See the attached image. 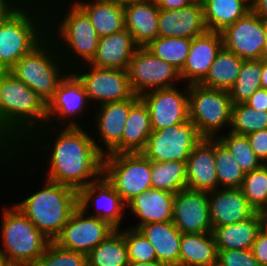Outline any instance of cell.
Returning <instances> with one entry per match:
<instances>
[{
    "instance_id": "21",
    "label": "cell",
    "mask_w": 267,
    "mask_h": 266,
    "mask_svg": "<svg viewBox=\"0 0 267 266\" xmlns=\"http://www.w3.org/2000/svg\"><path fill=\"white\" fill-rule=\"evenodd\" d=\"M223 47L221 32L207 31L193 38L187 59L179 71L183 84H200Z\"/></svg>"
},
{
    "instance_id": "8",
    "label": "cell",
    "mask_w": 267,
    "mask_h": 266,
    "mask_svg": "<svg viewBox=\"0 0 267 266\" xmlns=\"http://www.w3.org/2000/svg\"><path fill=\"white\" fill-rule=\"evenodd\" d=\"M188 94L189 119L202 138H218L230 130L233 104L229 91L190 84Z\"/></svg>"
},
{
    "instance_id": "14",
    "label": "cell",
    "mask_w": 267,
    "mask_h": 266,
    "mask_svg": "<svg viewBox=\"0 0 267 266\" xmlns=\"http://www.w3.org/2000/svg\"><path fill=\"white\" fill-rule=\"evenodd\" d=\"M78 207L115 229L123 228L125 221L127 225V204L104 175L78 191Z\"/></svg>"
},
{
    "instance_id": "38",
    "label": "cell",
    "mask_w": 267,
    "mask_h": 266,
    "mask_svg": "<svg viewBox=\"0 0 267 266\" xmlns=\"http://www.w3.org/2000/svg\"><path fill=\"white\" fill-rule=\"evenodd\" d=\"M215 164L218 188L232 189L241 187L245 173L218 138H215Z\"/></svg>"
},
{
    "instance_id": "33",
    "label": "cell",
    "mask_w": 267,
    "mask_h": 266,
    "mask_svg": "<svg viewBox=\"0 0 267 266\" xmlns=\"http://www.w3.org/2000/svg\"><path fill=\"white\" fill-rule=\"evenodd\" d=\"M243 61L235 53L223 47L200 84L208 88L229 91L235 84Z\"/></svg>"
},
{
    "instance_id": "50",
    "label": "cell",
    "mask_w": 267,
    "mask_h": 266,
    "mask_svg": "<svg viewBox=\"0 0 267 266\" xmlns=\"http://www.w3.org/2000/svg\"><path fill=\"white\" fill-rule=\"evenodd\" d=\"M16 152V149L0 134V159Z\"/></svg>"
},
{
    "instance_id": "2",
    "label": "cell",
    "mask_w": 267,
    "mask_h": 266,
    "mask_svg": "<svg viewBox=\"0 0 267 266\" xmlns=\"http://www.w3.org/2000/svg\"><path fill=\"white\" fill-rule=\"evenodd\" d=\"M5 179L9 180L6 181ZM0 181V189L5 187L3 191L0 190V196L3 197L4 193L2 192H6L5 189H7L6 193H8L6 195L4 194L2 200L6 199V201H8V198L10 202L12 200L11 203L50 241H54L60 235L72 212L78 207V191L76 189L43 178L16 152L0 159ZM15 181L18 185L15 184ZM12 184L15 186L16 191ZM24 185H28V187ZM17 190L21 192H23L22 190H26V192L20 195ZM13 192L14 196L12 195ZM15 192H18V194ZM10 194L12 196H10Z\"/></svg>"
},
{
    "instance_id": "56",
    "label": "cell",
    "mask_w": 267,
    "mask_h": 266,
    "mask_svg": "<svg viewBox=\"0 0 267 266\" xmlns=\"http://www.w3.org/2000/svg\"><path fill=\"white\" fill-rule=\"evenodd\" d=\"M0 266H9L6 258L3 256V254L0 252Z\"/></svg>"
},
{
    "instance_id": "40",
    "label": "cell",
    "mask_w": 267,
    "mask_h": 266,
    "mask_svg": "<svg viewBox=\"0 0 267 266\" xmlns=\"http://www.w3.org/2000/svg\"><path fill=\"white\" fill-rule=\"evenodd\" d=\"M218 139L226 146L244 173L260 168L263 163L254 153L247 139V135H240L227 131Z\"/></svg>"
},
{
    "instance_id": "45",
    "label": "cell",
    "mask_w": 267,
    "mask_h": 266,
    "mask_svg": "<svg viewBox=\"0 0 267 266\" xmlns=\"http://www.w3.org/2000/svg\"><path fill=\"white\" fill-rule=\"evenodd\" d=\"M252 150L264 164L267 161V129L247 135Z\"/></svg>"
},
{
    "instance_id": "49",
    "label": "cell",
    "mask_w": 267,
    "mask_h": 266,
    "mask_svg": "<svg viewBox=\"0 0 267 266\" xmlns=\"http://www.w3.org/2000/svg\"><path fill=\"white\" fill-rule=\"evenodd\" d=\"M251 10L267 21V0H251Z\"/></svg>"
},
{
    "instance_id": "54",
    "label": "cell",
    "mask_w": 267,
    "mask_h": 266,
    "mask_svg": "<svg viewBox=\"0 0 267 266\" xmlns=\"http://www.w3.org/2000/svg\"><path fill=\"white\" fill-rule=\"evenodd\" d=\"M128 266H166L158 261L154 262H129Z\"/></svg>"
},
{
    "instance_id": "42",
    "label": "cell",
    "mask_w": 267,
    "mask_h": 266,
    "mask_svg": "<svg viewBox=\"0 0 267 266\" xmlns=\"http://www.w3.org/2000/svg\"><path fill=\"white\" fill-rule=\"evenodd\" d=\"M34 266H87V256L78 251L61 248L50 241Z\"/></svg>"
},
{
    "instance_id": "53",
    "label": "cell",
    "mask_w": 267,
    "mask_h": 266,
    "mask_svg": "<svg viewBox=\"0 0 267 266\" xmlns=\"http://www.w3.org/2000/svg\"><path fill=\"white\" fill-rule=\"evenodd\" d=\"M261 219V229L267 233V209L259 211Z\"/></svg>"
},
{
    "instance_id": "10",
    "label": "cell",
    "mask_w": 267,
    "mask_h": 266,
    "mask_svg": "<svg viewBox=\"0 0 267 266\" xmlns=\"http://www.w3.org/2000/svg\"><path fill=\"white\" fill-rule=\"evenodd\" d=\"M103 175L126 204L136 195L152 188L151 161L142 153L105 155Z\"/></svg>"
},
{
    "instance_id": "20",
    "label": "cell",
    "mask_w": 267,
    "mask_h": 266,
    "mask_svg": "<svg viewBox=\"0 0 267 266\" xmlns=\"http://www.w3.org/2000/svg\"><path fill=\"white\" fill-rule=\"evenodd\" d=\"M174 196L171 192L154 188L136 195L127 203V226L139 229L148 223L172 221ZM131 219L134 223L130 222Z\"/></svg>"
},
{
    "instance_id": "52",
    "label": "cell",
    "mask_w": 267,
    "mask_h": 266,
    "mask_svg": "<svg viewBox=\"0 0 267 266\" xmlns=\"http://www.w3.org/2000/svg\"><path fill=\"white\" fill-rule=\"evenodd\" d=\"M261 88L267 90V60L262 59Z\"/></svg>"
},
{
    "instance_id": "51",
    "label": "cell",
    "mask_w": 267,
    "mask_h": 266,
    "mask_svg": "<svg viewBox=\"0 0 267 266\" xmlns=\"http://www.w3.org/2000/svg\"><path fill=\"white\" fill-rule=\"evenodd\" d=\"M20 0H0V20L11 10Z\"/></svg>"
},
{
    "instance_id": "22",
    "label": "cell",
    "mask_w": 267,
    "mask_h": 266,
    "mask_svg": "<svg viewBox=\"0 0 267 266\" xmlns=\"http://www.w3.org/2000/svg\"><path fill=\"white\" fill-rule=\"evenodd\" d=\"M207 31L201 0H195L182 9H160L158 16V36L160 37L193 39Z\"/></svg>"
},
{
    "instance_id": "37",
    "label": "cell",
    "mask_w": 267,
    "mask_h": 266,
    "mask_svg": "<svg viewBox=\"0 0 267 266\" xmlns=\"http://www.w3.org/2000/svg\"><path fill=\"white\" fill-rule=\"evenodd\" d=\"M261 60H244L233 87L229 90L232 104L245 103L261 88Z\"/></svg>"
},
{
    "instance_id": "17",
    "label": "cell",
    "mask_w": 267,
    "mask_h": 266,
    "mask_svg": "<svg viewBox=\"0 0 267 266\" xmlns=\"http://www.w3.org/2000/svg\"><path fill=\"white\" fill-rule=\"evenodd\" d=\"M115 230L108 222L89 216L77 207L54 242L61 248L87 255Z\"/></svg>"
},
{
    "instance_id": "46",
    "label": "cell",
    "mask_w": 267,
    "mask_h": 266,
    "mask_svg": "<svg viewBox=\"0 0 267 266\" xmlns=\"http://www.w3.org/2000/svg\"><path fill=\"white\" fill-rule=\"evenodd\" d=\"M251 250L260 266H267V233L262 229L259 231Z\"/></svg>"
},
{
    "instance_id": "43",
    "label": "cell",
    "mask_w": 267,
    "mask_h": 266,
    "mask_svg": "<svg viewBox=\"0 0 267 266\" xmlns=\"http://www.w3.org/2000/svg\"><path fill=\"white\" fill-rule=\"evenodd\" d=\"M123 236L128 251L129 262H154L157 256L152 244L138 229L123 227Z\"/></svg>"
},
{
    "instance_id": "9",
    "label": "cell",
    "mask_w": 267,
    "mask_h": 266,
    "mask_svg": "<svg viewBox=\"0 0 267 266\" xmlns=\"http://www.w3.org/2000/svg\"><path fill=\"white\" fill-rule=\"evenodd\" d=\"M92 113L85 87L71 70L47 103L46 125L88 127Z\"/></svg>"
},
{
    "instance_id": "3",
    "label": "cell",
    "mask_w": 267,
    "mask_h": 266,
    "mask_svg": "<svg viewBox=\"0 0 267 266\" xmlns=\"http://www.w3.org/2000/svg\"><path fill=\"white\" fill-rule=\"evenodd\" d=\"M47 10V36L63 63L73 70L90 63L97 53L99 36L87 15L72 0H43Z\"/></svg>"
},
{
    "instance_id": "6",
    "label": "cell",
    "mask_w": 267,
    "mask_h": 266,
    "mask_svg": "<svg viewBox=\"0 0 267 266\" xmlns=\"http://www.w3.org/2000/svg\"><path fill=\"white\" fill-rule=\"evenodd\" d=\"M3 203L0 252L9 266H34L50 240L15 205Z\"/></svg>"
},
{
    "instance_id": "29",
    "label": "cell",
    "mask_w": 267,
    "mask_h": 266,
    "mask_svg": "<svg viewBox=\"0 0 267 266\" xmlns=\"http://www.w3.org/2000/svg\"><path fill=\"white\" fill-rule=\"evenodd\" d=\"M152 131L149 110L137 96L131 99L125 130L121 139V153H141Z\"/></svg>"
},
{
    "instance_id": "12",
    "label": "cell",
    "mask_w": 267,
    "mask_h": 266,
    "mask_svg": "<svg viewBox=\"0 0 267 266\" xmlns=\"http://www.w3.org/2000/svg\"><path fill=\"white\" fill-rule=\"evenodd\" d=\"M202 139L195 124L188 121L161 130H152L141 152L151 162H186Z\"/></svg>"
},
{
    "instance_id": "25",
    "label": "cell",
    "mask_w": 267,
    "mask_h": 266,
    "mask_svg": "<svg viewBox=\"0 0 267 266\" xmlns=\"http://www.w3.org/2000/svg\"><path fill=\"white\" fill-rule=\"evenodd\" d=\"M160 8L154 0H134L124 3L125 29L139 47H145L158 37Z\"/></svg>"
},
{
    "instance_id": "34",
    "label": "cell",
    "mask_w": 267,
    "mask_h": 266,
    "mask_svg": "<svg viewBox=\"0 0 267 266\" xmlns=\"http://www.w3.org/2000/svg\"><path fill=\"white\" fill-rule=\"evenodd\" d=\"M87 266H128L123 228L116 229L87 255Z\"/></svg>"
},
{
    "instance_id": "31",
    "label": "cell",
    "mask_w": 267,
    "mask_h": 266,
    "mask_svg": "<svg viewBox=\"0 0 267 266\" xmlns=\"http://www.w3.org/2000/svg\"><path fill=\"white\" fill-rule=\"evenodd\" d=\"M261 230L259 212L231 225L215 227L213 234L218 250H249Z\"/></svg>"
},
{
    "instance_id": "47",
    "label": "cell",
    "mask_w": 267,
    "mask_h": 266,
    "mask_svg": "<svg viewBox=\"0 0 267 266\" xmlns=\"http://www.w3.org/2000/svg\"><path fill=\"white\" fill-rule=\"evenodd\" d=\"M245 103L254 109L267 111V90L258 88Z\"/></svg>"
},
{
    "instance_id": "48",
    "label": "cell",
    "mask_w": 267,
    "mask_h": 266,
    "mask_svg": "<svg viewBox=\"0 0 267 266\" xmlns=\"http://www.w3.org/2000/svg\"><path fill=\"white\" fill-rule=\"evenodd\" d=\"M154 1L160 9L176 10V9H182L183 7L192 4L195 0H154Z\"/></svg>"
},
{
    "instance_id": "4",
    "label": "cell",
    "mask_w": 267,
    "mask_h": 266,
    "mask_svg": "<svg viewBox=\"0 0 267 266\" xmlns=\"http://www.w3.org/2000/svg\"><path fill=\"white\" fill-rule=\"evenodd\" d=\"M47 123V104L10 71L0 74V134L17 149Z\"/></svg>"
},
{
    "instance_id": "19",
    "label": "cell",
    "mask_w": 267,
    "mask_h": 266,
    "mask_svg": "<svg viewBox=\"0 0 267 266\" xmlns=\"http://www.w3.org/2000/svg\"><path fill=\"white\" fill-rule=\"evenodd\" d=\"M172 222L181 233L213 232L208 192L184 189L174 196Z\"/></svg>"
},
{
    "instance_id": "11",
    "label": "cell",
    "mask_w": 267,
    "mask_h": 266,
    "mask_svg": "<svg viewBox=\"0 0 267 266\" xmlns=\"http://www.w3.org/2000/svg\"><path fill=\"white\" fill-rule=\"evenodd\" d=\"M72 71L82 81L93 108L137 97L130 85L127 70L99 68L86 63L78 65Z\"/></svg>"
},
{
    "instance_id": "35",
    "label": "cell",
    "mask_w": 267,
    "mask_h": 266,
    "mask_svg": "<svg viewBox=\"0 0 267 266\" xmlns=\"http://www.w3.org/2000/svg\"><path fill=\"white\" fill-rule=\"evenodd\" d=\"M151 185L173 194L187 189L186 162H151Z\"/></svg>"
},
{
    "instance_id": "57",
    "label": "cell",
    "mask_w": 267,
    "mask_h": 266,
    "mask_svg": "<svg viewBox=\"0 0 267 266\" xmlns=\"http://www.w3.org/2000/svg\"><path fill=\"white\" fill-rule=\"evenodd\" d=\"M114 1L125 3V2H128V1H134V0H114Z\"/></svg>"
},
{
    "instance_id": "13",
    "label": "cell",
    "mask_w": 267,
    "mask_h": 266,
    "mask_svg": "<svg viewBox=\"0 0 267 266\" xmlns=\"http://www.w3.org/2000/svg\"><path fill=\"white\" fill-rule=\"evenodd\" d=\"M132 90L137 96L146 92L182 84L180 72L157 58L145 47H138L127 67Z\"/></svg>"
},
{
    "instance_id": "41",
    "label": "cell",
    "mask_w": 267,
    "mask_h": 266,
    "mask_svg": "<svg viewBox=\"0 0 267 266\" xmlns=\"http://www.w3.org/2000/svg\"><path fill=\"white\" fill-rule=\"evenodd\" d=\"M240 189L257 212L267 209V168L264 164L258 169L245 173Z\"/></svg>"
},
{
    "instance_id": "5",
    "label": "cell",
    "mask_w": 267,
    "mask_h": 266,
    "mask_svg": "<svg viewBox=\"0 0 267 266\" xmlns=\"http://www.w3.org/2000/svg\"><path fill=\"white\" fill-rule=\"evenodd\" d=\"M47 37L43 0H20L0 20V68L9 71Z\"/></svg>"
},
{
    "instance_id": "55",
    "label": "cell",
    "mask_w": 267,
    "mask_h": 266,
    "mask_svg": "<svg viewBox=\"0 0 267 266\" xmlns=\"http://www.w3.org/2000/svg\"><path fill=\"white\" fill-rule=\"evenodd\" d=\"M262 59L267 60V21H265V43L263 47Z\"/></svg>"
},
{
    "instance_id": "30",
    "label": "cell",
    "mask_w": 267,
    "mask_h": 266,
    "mask_svg": "<svg viewBox=\"0 0 267 266\" xmlns=\"http://www.w3.org/2000/svg\"><path fill=\"white\" fill-rule=\"evenodd\" d=\"M218 249L213 232L182 233L179 266H216Z\"/></svg>"
},
{
    "instance_id": "44",
    "label": "cell",
    "mask_w": 267,
    "mask_h": 266,
    "mask_svg": "<svg viewBox=\"0 0 267 266\" xmlns=\"http://www.w3.org/2000/svg\"><path fill=\"white\" fill-rule=\"evenodd\" d=\"M216 266H260L249 250H218Z\"/></svg>"
},
{
    "instance_id": "36",
    "label": "cell",
    "mask_w": 267,
    "mask_h": 266,
    "mask_svg": "<svg viewBox=\"0 0 267 266\" xmlns=\"http://www.w3.org/2000/svg\"><path fill=\"white\" fill-rule=\"evenodd\" d=\"M192 39L181 37H160L150 41L145 48L177 70H181L187 59Z\"/></svg>"
},
{
    "instance_id": "15",
    "label": "cell",
    "mask_w": 267,
    "mask_h": 266,
    "mask_svg": "<svg viewBox=\"0 0 267 266\" xmlns=\"http://www.w3.org/2000/svg\"><path fill=\"white\" fill-rule=\"evenodd\" d=\"M131 99L108 102L93 108L89 129L98 150L107 154L121 153V139Z\"/></svg>"
},
{
    "instance_id": "28",
    "label": "cell",
    "mask_w": 267,
    "mask_h": 266,
    "mask_svg": "<svg viewBox=\"0 0 267 266\" xmlns=\"http://www.w3.org/2000/svg\"><path fill=\"white\" fill-rule=\"evenodd\" d=\"M140 232L152 244L157 261L166 266H179L180 241L182 233L172 221L142 225Z\"/></svg>"
},
{
    "instance_id": "1",
    "label": "cell",
    "mask_w": 267,
    "mask_h": 266,
    "mask_svg": "<svg viewBox=\"0 0 267 266\" xmlns=\"http://www.w3.org/2000/svg\"><path fill=\"white\" fill-rule=\"evenodd\" d=\"M16 153L45 179L77 191L103 175L104 155L96 147L89 127L45 125L34 131Z\"/></svg>"
},
{
    "instance_id": "32",
    "label": "cell",
    "mask_w": 267,
    "mask_h": 266,
    "mask_svg": "<svg viewBox=\"0 0 267 266\" xmlns=\"http://www.w3.org/2000/svg\"><path fill=\"white\" fill-rule=\"evenodd\" d=\"M208 31L222 32L251 11V0H201Z\"/></svg>"
},
{
    "instance_id": "27",
    "label": "cell",
    "mask_w": 267,
    "mask_h": 266,
    "mask_svg": "<svg viewBox=\"0 0 267 266\" xmlns=\"http://www.w3.org/2000/svg\"><path fill=\"white\" fill-rule=\"evenodd\" d=\"M89 18L99 38L125 29L124 3L114 0H72Z\"/></svg>"
},
{
    "instance_id": "24",
    "label": "cell",
    "mask_w": 267,
    "mask_h": 266,
    "mask_svg": "<svg viewBox=\"0 0 267 266\" xmlns=\"http://www.w3.org/2000/svg\"><path fill=\"white\" fill-rule=\"evenodd\" d=\"M208 204L212 229L238 223L256 212L240 188L209 191Z\"/></svg>"
},
{
    "instance_id": "23",
    "label": "cell",
    "mask_w": 267,
    "mask_h": 266,
    "mask_svg": "<svg viewBox=\"0 0 267 266\" xmlns=\"http://www.w3.org/2000/svg\"><path fill=\"white\" fill-rule=\"evenodd\" d=\"M187 189L213 191L218 189L215 164V138H202L186 161Z\"/></svg>"
},
{
    "instance_id": "7",
    "label": "cell",
    "mask_w": 267,
    "mask_h": 266,
    "mask_svg": "<svg viewBox=\"0 0 267 266\" xmlns=\"http://www.w3.org/2000/svg\"><path fill=\"white\" fill-rule=\"evenodd\" d=\"M9 71L47 104L71 70L63 63L54 42L47 36Z\"/></svg>"
},
{
    "instance_id": "16",
    "label": "cell",
    "mask_w": 267,
    "mask_h": 266,
    "mask_svg": "<svg viewBox=\"0 0 267 266\" xmlns=\"http://www.w3.org/2000/svg\"><path fill=\"white\" fill-rule=\"evenodd\" d=\"M140 98L149 110L151 128L154 131L189 120L187 84L152 90L144 93Z\"/></svg>"
},
{
    "instance_id": "26",
    "label": "cell",
    "mask_w": 267,
    "mask_h": 266,
    "mask_svg": "<svg viewBox=\"0 0 267 266\" xmlns=\"http://www.w3.org/2000/svg\"><path fill=\"white\" fill-rule=\"evenodd\" d=\"M138 47L131 33L123 29L99 39L97 53L89 64L99 68L127 70Z\"/></svg>"
},
{
    "instance_id": "39",
    "label": "cell",
    "mask_w": 267,
    "mask_h": 266,
    "mask_svg": "<svg viewBox=\"0 0 267 266\" xmlns=\"http://www.w3.org/2000/svg\"><path fill=\"white\" fill-rule=\"evenodd\" d=\"M263 129H267V111L254 109L246 103L232 105L229 131L249 135Z\"/></svg>"
},
{
    "instance_id": "18",
    "label": "cell",
    "mask_w": 267,
    "mask_h": 266,
    "mask_svg": "<svg viewBox=\"0 0 267 266\" xmlns=\"http://www.w3.org/2000/svg\"><path fill=\"white\" fill-rule=\"evenodd\" d=\"M223 46L243 60H261L265 43V20L252 10L221 32Z\"/></svg>"
}]
</instances>
